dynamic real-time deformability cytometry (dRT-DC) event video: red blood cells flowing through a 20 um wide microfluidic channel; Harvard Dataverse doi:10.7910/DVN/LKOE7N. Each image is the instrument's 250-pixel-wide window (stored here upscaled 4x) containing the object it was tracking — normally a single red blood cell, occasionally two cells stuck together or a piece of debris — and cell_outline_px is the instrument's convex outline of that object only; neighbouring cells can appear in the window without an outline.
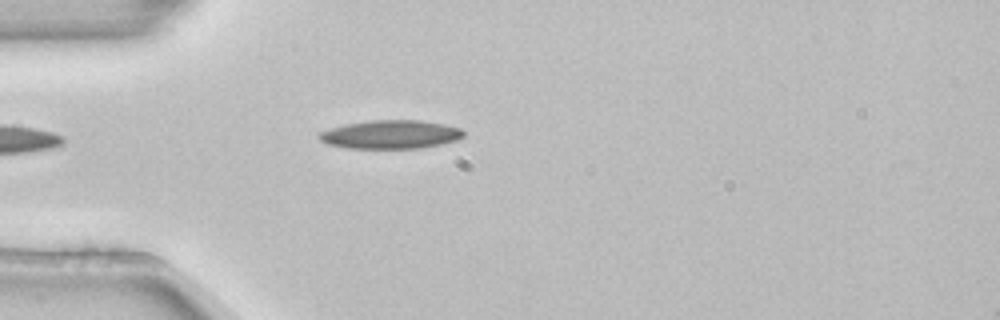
{"species": "common noctule bat (a hibernating species)", "species_latin": "Nyctalus noctula", "temperature_condition": "room temperature", "stored_images_in_passage": 3, "camera_frame_rate_fps": 3000, "um_per_image_px": 0.085, "animal": {"sex": "female", "body_mass_g": 22.7, "forearm_length_mm": 54.2}, "frame": {"image": 1, "passage_image": 3, "time_ms": 0.667, "image_size_px": [1000, 320], "cell_outline_px": [[464, 136], [456, 140], [440, 144], [420, 148], [348, 148], [328, 144], [320, 140], [316, 136], [320, 132], [344, 124], [368, 120], [420, 120], [444, 124], [460, 128], [464, 132]], "centroid_in_image_um": [33.19, 11.42], "position_along_channel_um": 51.8, "area_um2": 23.99}}